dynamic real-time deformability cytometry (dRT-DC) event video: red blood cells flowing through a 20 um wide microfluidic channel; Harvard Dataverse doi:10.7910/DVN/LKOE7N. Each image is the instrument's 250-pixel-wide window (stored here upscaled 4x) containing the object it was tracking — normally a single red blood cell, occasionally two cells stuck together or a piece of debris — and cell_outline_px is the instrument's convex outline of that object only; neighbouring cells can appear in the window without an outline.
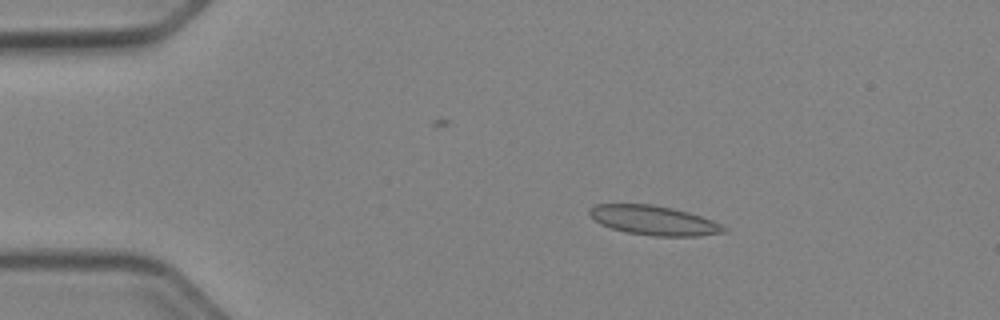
{"species": "Egyptian fruit bat (a non-hibernating species)", "species_latin": "Rousettus aegyptiacus", "temperature_condition": "cold", "stored_images_in_passage": 50, "camera_frame_rate_fps": 3000, "um_per_image_px": 0.085, "animal": {"sex": "female"}, "frame": {"image": 1, "passage_image": 8, "time_ms": 2.333, "image_size_px": [1000, 320], "cell_outline_px": [[728, 232], [696, 236], [652, 236], [624, 232], [600, 224], [588, 212], [588, 208], [596, 204], [652, 204], [672, 208], [688, 212], [712, 220], [728, 228]], "centroid_in_image_um": [55.58, 18.73], "position_along_channel_um": 29.4, "area_um2": 23.06}}
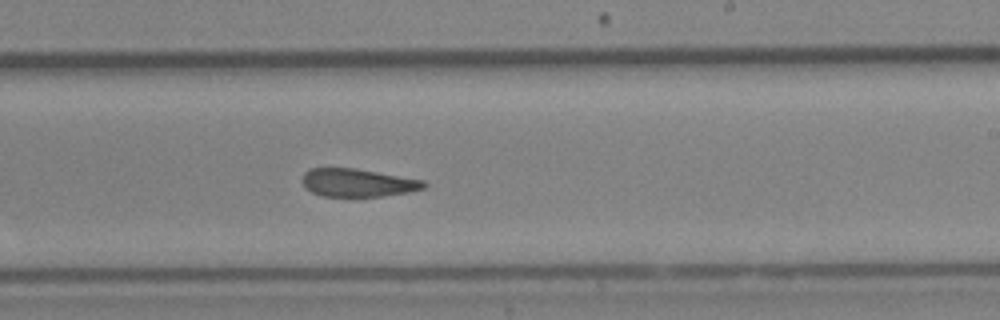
{"frame": {"image": 2, "passage_image": 30, "time_ms": 9.667, "image_size_px": [1000, 320], "cell_outline_px": [[428, 184], [424, 188], [408, 192], [380, 196], [320, 196], [312, 192], [304, 184], [304, 172], [308, 168], [356, 168], [424, 180]], "centroid_in_image_um": [30.43, 15.52], "position_along_channel_um": 258.6, "area_um2": 19.71}}
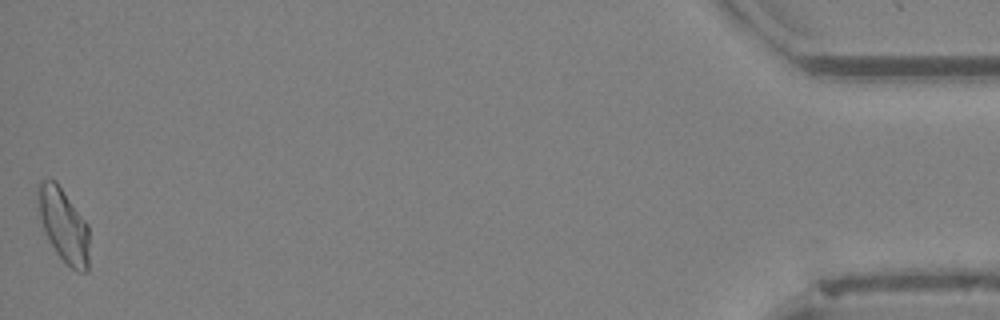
{"frame": {"image": 3, "passage_image": 50, "time_ms": 16.333, "image_size_px": [1000, 320], "cell_outline_px": [[88, 272], [76, 272], [56, 252], [48, 240], [36, 216], [36, 188], [40, 180], [56, 180], [88, 224]], "centroid_in_image_um": [5.34, 19.09], "position_along_channel_um": 429.9, "area_um2": 22.6}, "authors_computed_cell_mechanics": {"area_um2": 21.5883, "velocity_mm_per_s": 3.9514, "shape_relaxation_time_tau1_ms": 7.228, "shape_relaxation_time_tau2_ms": 1.8086, "deformation_change_tau1": 0.1678, "deformation_change_tau2": 0.0973}}